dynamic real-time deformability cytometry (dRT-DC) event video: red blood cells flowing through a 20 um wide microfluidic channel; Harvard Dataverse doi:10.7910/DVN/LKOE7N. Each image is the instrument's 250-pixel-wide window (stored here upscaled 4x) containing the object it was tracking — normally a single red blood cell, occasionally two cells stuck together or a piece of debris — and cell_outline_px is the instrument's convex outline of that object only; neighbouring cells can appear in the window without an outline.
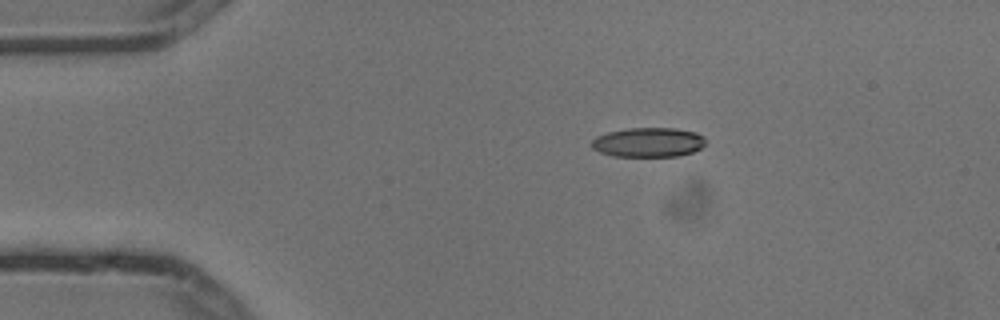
{"species": "common noctule bat (a hibernating species)", "species_latin": "Nyctalus noctula", "temperature_condition": "cold", "stored_images_in_passage": 6, "camera_frame_rate_fps": 3000, "um_per_image_px": 0.085, "animal": {"sex": "male", "body_mass_g": 13.3}, "frame": {"image": 1, "passage_image": 3, "time_ms": 0.667, "image_size_px": [1000, 320], "cell_outline_px": [[704, 144], [700, 148], [692, 152], [680, 156], [612, 156], [600, 152], [592, 148], [592, 140], [596, 136], [608, 132], [628, 128], [676, 128], [696, 132], [704, 136]], "centroid_in_image_um": [55.11, 12.09], "position_along_channel_um": 29.9, "area_um2": 19.59}}
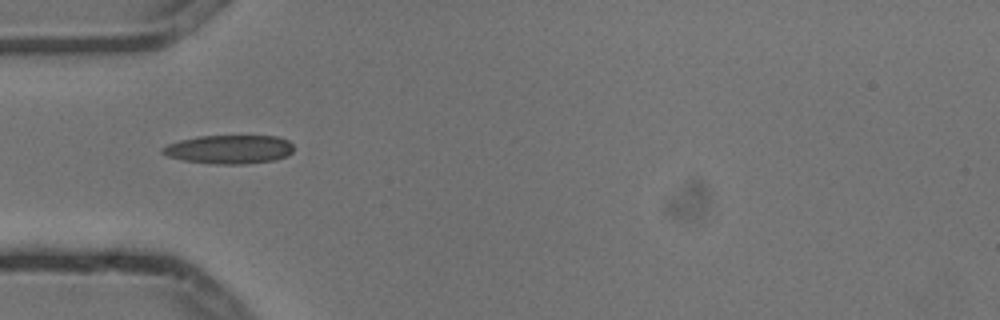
{"frame": {"image": 2, "passage_image": 5, "time_ms": 1.333, "image_size_px": [1000, 320], "cell_outline_px": [[292, 152], [288, 156], [276, 160], [244, 164], [216, 164], [184, 160], [168, 156], [160, 152], [160, 148], [168, 144], [180, 140], [196, 136], [276, 136], [288, 140], [292, 144]], "centroid_in_image_um": [19.48, 12.69], "position_along_channel_um": 65.5, "area_um2": 22.02}}
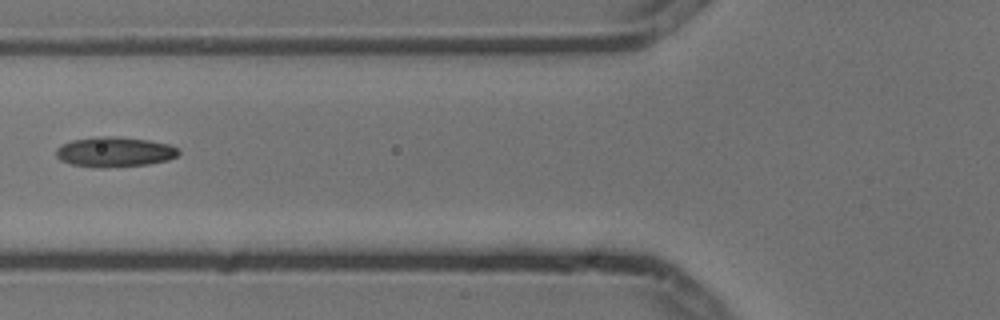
{"frame": {"image": 3, "passage_image": 6, "time_ms": 1.667, "image_size_px": [1000, 320], "cell_outline_px": [[180, 152], [176, 156], [168, 160], [148, 164], [108, 168], [100, 168], [72, 164], [60, 160], [56, 156], [56, 148], [72, 140], [96, 136], [116, 136], [148, 140], [168, 144], [176, 148]], "centroid_in_image_um": [9.72, 12.91], "position_along_channel_um": 116.1, "area_um2": 21.44}}